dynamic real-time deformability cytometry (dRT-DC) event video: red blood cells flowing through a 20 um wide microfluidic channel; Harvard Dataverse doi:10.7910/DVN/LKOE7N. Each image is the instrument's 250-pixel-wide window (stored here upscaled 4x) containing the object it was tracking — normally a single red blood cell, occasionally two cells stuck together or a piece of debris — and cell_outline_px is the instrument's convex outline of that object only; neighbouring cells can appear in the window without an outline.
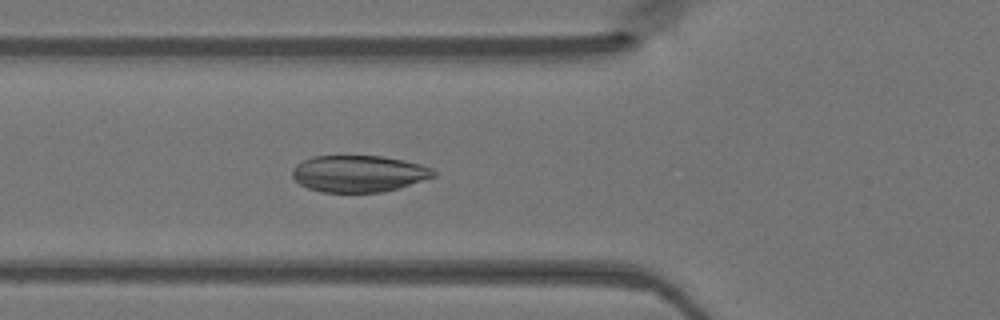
{"species": "Egyptian fruit bat (a non-hibernating species)", "species_latin": "Rousettus aegyptiacus", "temperature_condition": "warm", "stored_images_in_passage": 19, "camera_frame_rate_fps": 3000, "um_per_image_px": 0.085, "animal": {"sex": "female"}, "frame": {"image": 1, "passage_image": 11, "time_ms": 3.333, "image_size_px": [1000, 320], "cell_outline_px": [[436, 176], [400, 188], [380, 192], [320, 192], [308, 188], [300, 184], [292, 176], [292, 168], [296, 164], [312, 156], [380, 156], [404, 160], [420, 164], [432, 168], [436, 172]], "centroid_in_image_um": [30.49, 14.76], "position_along_channel_um": 95.3, "area_um2": 30.29}}
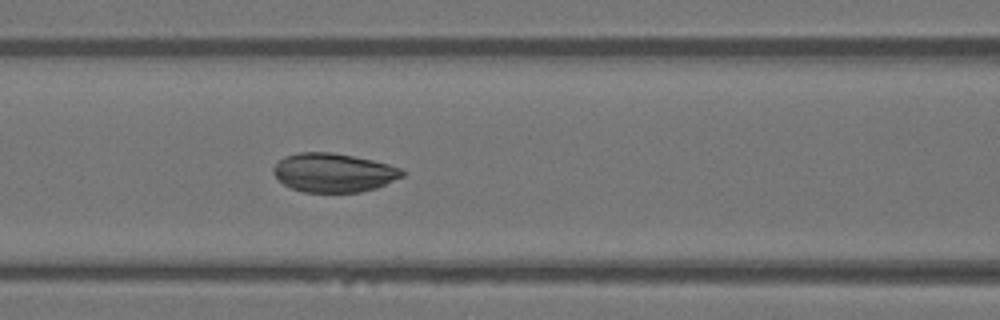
{"frame": {"image": 2, "passage_image": 14, "time_ms": 4.333, "image_size_px": [1000, 320], "cell_outline_px": [[404, 176], [376, 188], [360, 192], [304, 192], [292, 188], [284, 184], [272, 172], [272, 168], [284, 156], [300, 152], [332, 152], [372, 160], [388, 164], [400, 168], [404, 172]], "centroid_in_image_um": [28.35, 14.67], "position_along_channel_um": 138.3, "area_um2": 29.02}}
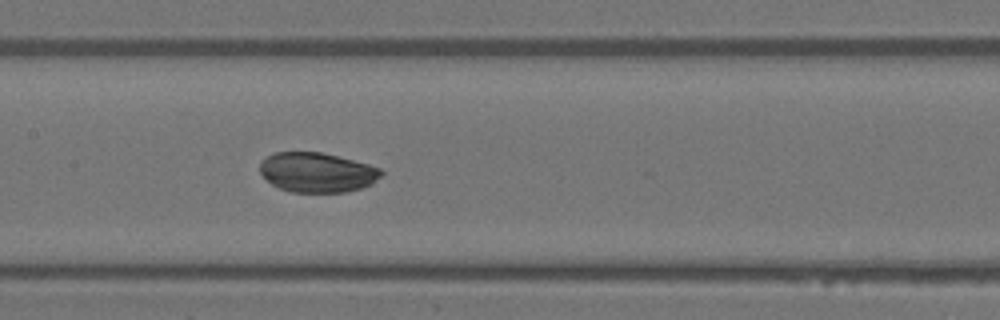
{"frame": {"image": 3, "passage_image": 17, "time_ms": 5.333, "image_size_px": [1000, 320], "cell_outline_px": [[384, 172], [372, 184], [360, 188], [344, 192], [292, 192], [280, 188], [272, 184], [260, 172], [260, 160], [276, 152], [320, 152], [368, 164], [380, 168]], "centroid_in_image_um": [26.95, 14.65], "position_along_channel_um": 180.5, "area_um2": 27.86}}